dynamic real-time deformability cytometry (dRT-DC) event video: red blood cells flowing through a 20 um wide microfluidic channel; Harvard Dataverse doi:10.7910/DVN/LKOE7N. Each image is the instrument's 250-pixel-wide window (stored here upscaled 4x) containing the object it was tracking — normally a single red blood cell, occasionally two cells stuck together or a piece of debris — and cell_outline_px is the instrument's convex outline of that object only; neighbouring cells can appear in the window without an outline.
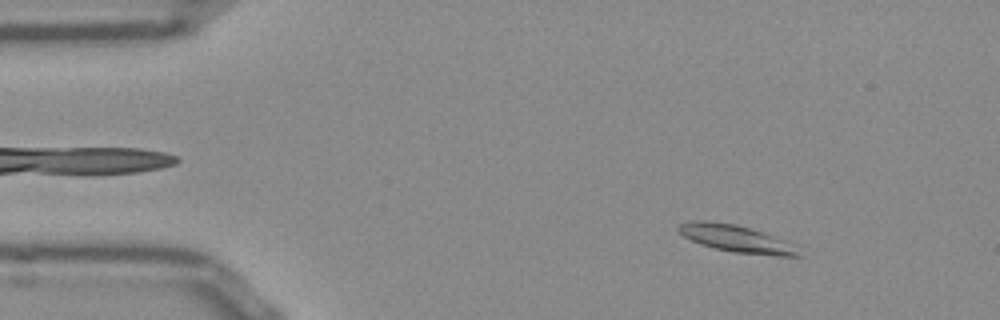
{"species": "Egyptian fruit bat (a non-hibernating species)", "species_latin": "Rousettus aegyptiacus", "temperature_condition": "room temperature", "stored_images_in_passage": 53, "segment_of_instrument_passage": [1, 2], "camera_frame_rate_fps": 3000, "um_per_image_px": 0.085, "frame": {"image": 1, "passage_image": 6, "time_ms": 1.667, "image_size_px": [1000, 320], "cell_outline_px": [[804, 256], [780, 256], [732, 252], [700, 244], [684, 236], [676, 228], [680, 224], [692, 220], [704, 220], [736, 224], [764, 232], [780, 240]], "centroid_in_image_um": [62.47, 20.27], "position_along_channel_um": 22.5, "area_um2": 18.38}}
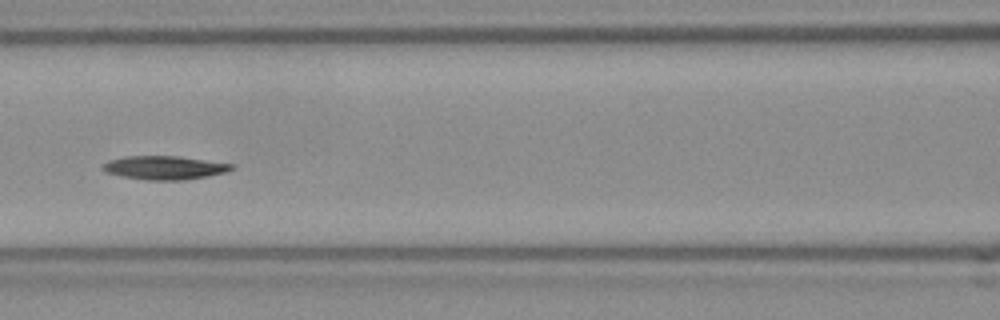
{"frame": {"image": 2, "passage_image": 22, "time_ms": 7.0, "image_size_px": [1000, 320], "cell_outline_px": [[236, 168], [228, 172], [208, 176], [184, 180], [144, 180], [104, 172], [100, 168], [108, 160], [124, 156], [180, 156], [236, 164]], "centroid_in_image_um": [14.03, 14.25], "position_along_channel_um": 152.6, "area_um2": 18.03}}
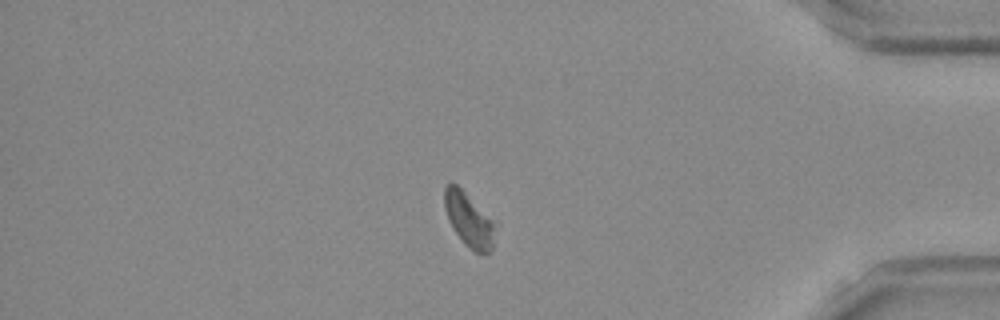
{"frame": {"image": 3, "passage_image": 44, "time_ms": 14.333, "image_size_px": [1000, 320], "cell_outline_px": [[496, 220], [492, 252], [476, 252], [456, 232], [448, 220], [444, 208], [444, 188], [448, 184], [456, 184]], "centroid_in_image_um": [39.89, 18.63], "position_along_channel_um": 395.3, "area_um2": 15.78}}